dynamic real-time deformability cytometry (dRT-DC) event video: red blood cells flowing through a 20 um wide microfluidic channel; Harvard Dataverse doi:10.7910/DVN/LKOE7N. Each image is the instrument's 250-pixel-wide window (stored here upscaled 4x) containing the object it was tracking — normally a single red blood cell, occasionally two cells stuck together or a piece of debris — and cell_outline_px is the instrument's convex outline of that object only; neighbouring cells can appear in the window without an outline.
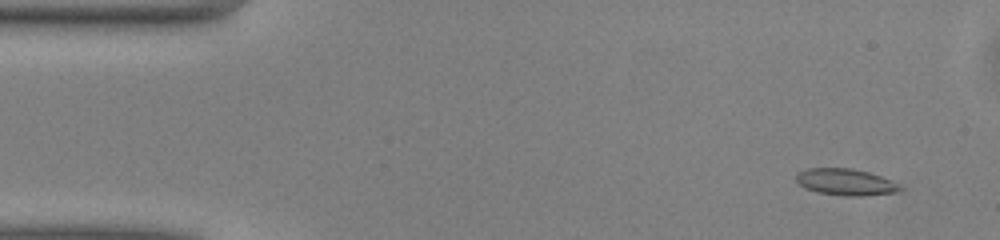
{"species": "common noctule bat (a hibernating species)", "species_latin": "Nyctalus noctula", "temperature_condition": "warm", "stored_images_in_passage": 14, "camera_frame_rate_fps": 3000, "um_per_image_px": 0.085, "animal": {"sex": "male", "body_mass_g": 13.0, "forearm_length_mm": 53.1}, "frame": {"image": 1, "passage_image": 3, "time_ms": 0.667, "image_size_px": [1000, 240], "cell_outline_px": [[904, 188], [900, 192], [860, 196], [848, 196], [820, 192], [804, 188], [796, 180], [796, 176], [800, 172], [808, 168], [852, 168], [868, 172], [880, 176]], "centroid_in_image_um": [71.89, 15.47], "position_along_channel_um": 13.1, "area_um2": 15.84}}
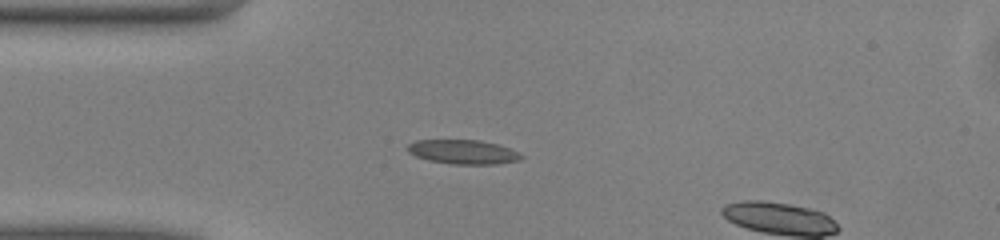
{"frame": {"image": 2, "passage_image": 12, "time_ms": 3.667, "image_size_px": [1000, 240], "cell_outline_px": [[524, 156], [520, 160], [496, 164], [452, 164], [428, 160], [416, 156], [408, 152], [404, 148], [408, 144], [416, 140], [480, 140], [496, 144], [508, 148]], "centroid_in_image_um": [39.31, 12.91], "position_along_channel_um": 45.7, "area_um2": 16.01}}